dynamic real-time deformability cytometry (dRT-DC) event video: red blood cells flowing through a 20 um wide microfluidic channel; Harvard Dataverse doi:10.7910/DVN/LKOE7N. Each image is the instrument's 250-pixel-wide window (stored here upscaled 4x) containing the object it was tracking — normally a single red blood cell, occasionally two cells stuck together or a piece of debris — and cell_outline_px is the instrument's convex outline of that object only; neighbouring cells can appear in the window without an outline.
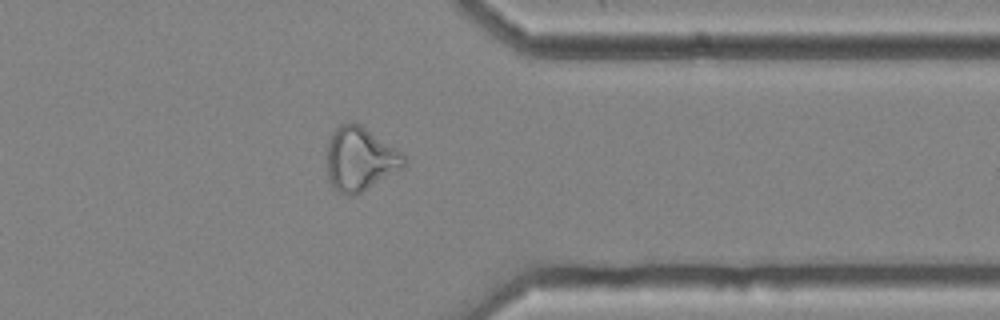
{"species": "common noctule bat (a hibernating species)", "species_latin": "Nyctalus noctula", "temperature_condition": "cold", "stored_images_in_passage": 39, "camera_frame_rate_fps": 3000, "um_per_image_px": 0.085, "animal": {"sex": "female", "body_mass_g": 25.1}, "frame": {"image": 1, "passage_image": 28, "time_ms": 9.0, "image_size_px": [1000, 320], "cell_outline_px": [[408, 164], [404, 168], [360, 192], [348, 196], [336, 192], [332, 188], [328, 180], [328, 144], [332, 132], [340, 124], [360, 124], [400, 152], [408, 160]], "centroid_in_image_um": [30.6, 13.55], "position_along_channel_um": 380.8, "area_um2": 28.26}, "authors_computed_cell_mechanics": {"area_um2": 26.4146, "velocity_mm_per_s": 3.6633, "shape_relaxation_time_tau1_ms": null, "shape_relaxation_time_tau2_ms": 2.2786, "deformation_change_tau1": null, "deformation_change_tau2": 0.1114}}